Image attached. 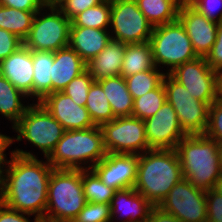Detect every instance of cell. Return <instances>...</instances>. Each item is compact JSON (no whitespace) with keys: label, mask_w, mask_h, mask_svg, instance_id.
<instances>
[{"label":"cell","mask_w":222,"mask_h":222,"mask_svg":"<svg viewBox=\"0 0 222 222\" xmlns=\"http://www.w3.org/2000/svg\"><path fill=\"white\" fill-rule=\"evenodd\" d=\"M32 150L10 151L0 169V201L11 209L28 213L44 220L47 191L54 169L46 158L38 159Z\"/></svg>","instance_id":"1"},{"label":"cell","mask_w":222,"mask_h":222,"mask_svg":"<svg viewBox=\"0 0 222 222\" xmlns=\"http://www.w3.org/2000/svg\"><path fill=\"white\" fill-rule=\"evenodd\" d=\"M181 179L182 168L175 149H150L138 155L134 189L153 206H158Z\"/></svg>","instance_id":"2"},{"label":"cell","mask_w":222,"mask_h":222,"mask_svg":"<svg viewBox=\"0 0 222 222\" xmlns=\"http://www.w3.org/2000/svg\"><path fill=\"white\" fill-rule=\"evenodd\" d=\"M186 178L198 189L209 191L222 176L217 141L204 135H186L175 148Z\"/></svg>","instance_id":"3"},{"label":"cell","mask_w":222,"mask_h":222,"mask_svg":"<svg viewBox=\"0 0 222 222\" xmlns=\"http://www.w3.org/2000/svg\"><path fill=\"white\" fill-rule=\"evenodd\" d=\"M107 152L100 126L65 130L54 150L46 158L54 169H92Z\"/></svg>","instance_id":"4"},{"label":"cell","mask_w":222,"mask_h":222,"mask_svg":"<svg viewBox=\"0 0 222 222\" xmlns=\"http://www.w3.org/2000/svg\"><path fill=\"white\" fill-rule=\"evenodd\" d=\"M85 204L82 169H53L44 219L73 221Z\"/></svg>","instance_id":"5"},{"label":"cell","mask_w":222,"mask_h":222,"mask_svg":"<svg viewBox=\"0 0 222 222\" xmlns=\"http://www.w3.org/2000/svg\"><path fill=\"white\" fill-rule=\"evenodd\" d=\"M12 130L17 134L10 137L11 146L24 140L39 149L44 158L51 154L65 131L40 102H32Z\"/></svg>","instance_id":"6"},{"label":"cell","mask_w":222,"mask_h":222,"mask_svg":"<svg viewBox=\"0 0 222 222\" xmlns=\"http://www.w3.org/2000/svg\"><path fill=\"white\" fill-rule=\"evenodd\" d=\"M149 43L155 66L160 70L165 67L166 69H163L165 74H169L176 67L198 57L185 28L178 19L155 26Z\"/></svg>","instance_id":"7"},{"label":"cell","mask_w":222,"mask_h":222,"mask_svg":"<svg viewBox=\"0 0 222 222\" xmlns=\"http://www.w3.org/2000/svg\"><path fill=\"white\" fill-rule=\"evenodd\" d=\"M71 20L56 7H43L35 13L24 45L30 50L52 51L69 46Z\"/></svg>","instance_id":"8"},{"label":"cell","mask_w":222,"mask_h":222,"mask_svg":"<svg viewBox=\"0 0 222 222\" xmlns=\"http://www.w3.org/2000/svg\"><path fill=\"white\" fill-rule=\"evenodd\" d=\"M166 100L177 113L186 135H204L208 126L209 105L195 99L189 91L170 74L163 77Z\"/></svg>","instance_id":"9"},{"label":"cell","mask_w":222,"mask_h":222,"mask_svg":"<svg viewBox=\"0 0 222 222\" xmlns=\"http://www.w3.org/2000/svg\"><path fill=\"white\" fill-rule=\"evenodd\" d=\"M153 26L135 0H111V38L124 44L149 42Z\"/></svg>","instance_id":"10"},{"label":"cell","mask_w":222,"mask_h":222,"mask_svg":"<svg viewBox=\"0 0 222 222\" xmlns=\"http://www.w3.org/2000/svg\"><path fill=\"white\" fill-rule=\"evenodd\" d=\"M100 128L107 153L140 155L149 150L144 121L137 117H116Z\"/></svg>","instance_id":"11"},{"label":"cell","mask_w":222,"mask_h":222,"mask_svg":"<svg viewBox=\"0 0 222 222\" xmlns=\"http://www.w3.org/2000/svg\"><path fill=\"white\" fill-rule=\"evenodd\" d=\"M158 207L181 222H207L206 191L193 186L186 178L170 189Z\"/></svg>","instance_id":"12"},{"label":"cell","mask_w":222,"mask_h":222,"mask_svg":"<svg viewBox=\"0 0 222 222\" xmlns=\"http://www.w3.org/2000/svg\"><path fill=\"white\" fill-rule=\"evenodd\" d=\"M181 83L195 99L209 106L218 100L219 74L207 63L205 57L185 62L169 73Z\"/></svg>","instance_id":"13"},{"label":"cell","mask_w":222,"mask_h":222,"mask_svg":"<svg viewBox=\"0 0 222 222\" xmlns=\"http://www.w3.org/2000/svg\"><path fill=\"white\" fill-rule=\"evenodd\" d=\"M145 136L150 149H175L186 136L177 113L167 101L152 117L144 120Z\"/></svg>","instance_id":"14"},{"label":"cell","mask_w":222,"mask_h":222,"mask_svg":"<svg viewBox=\"0 0 222 222\" xmlns=\"http://www.w3.org/2000/svg\"><path fill=\"white\" fill-rule=\"evenodd\" d=\"M138 155L107 153L92 167L101 181L116 190L134 188L137 179Z\"/></svg>","instance_id":"15"},{"label":"cell","mask_w":222,"mask_h":222,"mask_svg":"<svg viewBox=\"0 0 222 222\" xmlns=\"http://www.w3.org/2000/svg\"><path fill=\"white\" fill-rule=\"evenodd\" d=\"M190 38L198 57H206L216 40L218 22L208 19L189 3L182 4L177 18Z\"/></svg>","instance_id":"16"},{"label":"cell","mask_w":222,"mask_h":222,"mask_svg":"<svg viewBox=\"0 0 222 222\" xmlns=\"http://www.w3.org/2000/svg\"><path fill=\"white\" fill-rule=\"evenodd\" d=\"M40 103L65 130L89 129L96 126L86 107L76 104L62 91L47 94Z\"/></svg>","instance_id":"17"},{"label":"cell","mask_w":222,"mask_h":222,"mask_svg":"<svg viewBox=\"0 0 222 222\" xmlns=\"http://www.w3.org/2000/svg\"><path fill=\"white\" fill-rule=\"evenodd\" d=\"M33 59L32 51L25 45L0 61V75L33 102Z\"/></svg>","instance_id":"18"},{"label":"cell","mask_w":222,"mask_h":222,"mask_svg":"<svg viewBox=\"0 0 222 222\" xmlns=\"http://www.w3.org/2000/svg\"><path fill=\"white\" fill-rule=\"evenodd\" d=\"M153 207L134 188L116 190L110 202L111 222H146Z\"/></svg>","instance_id":"19"},{"label":"cell","mask_w":222,"mask_h":222,"mask_svg":"<svg viewBox=\"0 0 222 222\" xmlns=\"http://www.w3.org/2000/svg\"><path fill=\"white\" fill-rule=\"evenodd\" d=\"M109 30L91 27H70L69 46L85 63L96 57L111 41Z\"/></svg>","instance_id":"20"},{"label":"cell","mask_w":222,"mask_h":222,"mask_svg":"<svg viewBox=\"0 0 222 222\" xmlns=\"http://www.w3.org/2000/svg\"><path fill=\"white\" fill-rule=\"evenodd\" d=\"M86 70V63L70 46L54 52L51 71L52 93L62 91L75 77Z\"/></svg>","instance_id":"21"},{"label":"cell","mask_w":222,"mask_h":222,"mask_svg":"<svg viewBox=\"0 0 222 222\" xmlns=\"http://www.w3.org/2000/svg\"><path fill=\"white\" fill-rule=\"evenodd\" d=\"M125 49L126 44L111 39L96 57L86 63V70L95 81L119 76Z\"/></svg>","instance_id":"22"},{"label":"cell","mask_w":222,"mask_h":222,"mask_svg":"<svg viewBox=\"0 0 222 222\" xmlns=\"http://www.w3.org/2000/svg\"><path fill=\"white\" fill-rule=\"evenodd\" d=\"M97 82L101 85L115 117L132 116L134 99L123 76L104 78Z\"/></svg>","instance_id":"23"},{"label":"cell","mask_w":222,"mask_h":222,"mask_svg":"<svg viewBox=\"0 0 222 222\" xmlns=\"http://www.w3.org/2000/svg\"><path fill=\"white\" fill-rule=\"evenodd\" d=\"M28 97L14 87L4 76L0 75V115L10 122L12 128L24 115ZM25 100V101H24ZM26 102V103H25Z\"/></svg>","instance_id":"24"},{"label":"cell","mask_w":222,"mask_h":222,"mask_svg":"<svg viewBox=\"0 0 222 222\" xmlns=\"http://www.w3.org/2000/svg\"><path fill=\"white\" fill-rule=\"evenodd\" d=\"M32 51L33 59V102H40L52 93L51 71L54 62L52 51Z\"/></svg>","instance_id":"25"},{"label":"cell","mask_w":222,"mask_h":222,"mask_svg":"<svg viewBox=\"0 0 222 222\" xmlns=\"http://www.w3.org/2000/svg\"><path fill=\"white\" fill-rule=\"evenodd\" d=\"M149 42L126 44L120 75L130 77L142 71L155 69Z\"/></svg>","instance_id":"26"},{"label":"cell","mask_w":222,"mask_h":222,"mask_svg":"<svg viewBox=\"0 0 222 222\" xmlns=\"http://www.w3.org/2000/svg\"><path fill=\"white\" fill-rule=\"evenodd\" d=\"M153 27L177 20L179 5L174 0H135Z\"/></svg>","instance_id":"27"},{"label":"cell","mask_w":222,"mask_h":222,"mask_svg":"<svg viewBox=\"0 0 222 222\" xmlns=\"http://www.w3.org/2000/svg\"><path fill=\"white\" fill-rule=\"evenodd\" d=\"M34 16V12L0 5V29H5L24 41L30 33Z\"/></svg>","instance_id":"28"},{"label":"cell","mask_w":222,"mask_h":222,"mask_svg":"<svg viewBox=\"0 0 222 222\" xmlns=\"http://www.w3.org/2000/svg\"><path fill=\"white\" fill-rule=\"evenodd\" d=\"M85 107L95 125L100 126L116 118L101 85L97 81H94L89 88Z\"/></svg>","instance_id":"29"},{"label":"cell","mask_w":222,"mask_h":222,"mask_svg":"<svg viewBox=\"0 0 222 222\" xmlns=\"http://www.w3.org/2000/svg\"><path fill=\"white\" fill-rule=\"evenodd\" d=\"M111 17V0H105L101 4L88 8L78 14L72 21L70 27H91L109 30Z\"/></svg>","instance_id":"30"},{"label":"cell","mask_w":222,"mask_h":222,"mask_svg":"<svg viewBox=\"0 0 222 222\" xmlns=\"http://www.w3.org/2000/svg\"><path fill=\"white\" fill-rule=\"evenodd\" d=\"M82 186L86 202L110 204L115 192L92 169L82 170Z\"/></svg>","instance_id":"31"},{"label":"cell","mask_w":222,"mask_h":222,"mask_svg":"<svg viewBox=\"0 0 222 222\" xmlns=\"http://www.w3.org/2000/svg\"><path fill=\"white\" fill-rule=\"evenodd\" d=\"M166 101V91L162 82L157 88L134 99L132 116L144 121L155 115Z\"/></svg>","instance_id":"32"},{"label":"cell","mask_w":222,"mask_h":222,"mask_svg":"<svg viewBox=\"0 0 222 222\" xmlns=\"http://www.w3.org/2000/svg\"><path fill=\"white\" fill-rule=\"evenodd\" d=\"M165 73L157 67L152 70L142 71L125 78L128 91L133 99L141 97L147 92L157 88L163 81Z\"/></svg>","instance_id":"33"},{"label":"cell","mask_w":222,"mask_h":222,"mask_svg":"<svg viewBox=\"0 0 222 222\" xmlns=\"http://www.w3.org/2000/svg\"><path fill=\"white\" fill-rule=\"evenodd\" d=\"M94 81V78L85 70L75 77L62 92L70 96L76 104L86 106L88 91Z\"/></svg>","instance_id":"34"},{"label":"cell","mask_w":222,"mask_h":222,"mask_svg":"<svg viewBox=\"0 0 222 222\" xmlns=\"http://www.w3.org/2000/svg\"><path fill=\"white\" fill-rule=\"evenodd\" d=\"M74 222H111L110 204L86 202Z\"/></svg>","instance_id":"35"},{"label":"cell","mask_w":222,"mask_h":222,"mask_svg":"<svg viewBox=\"0 0 222 222\" xmlns=\"http://www.w3.org/2000/svg\"><path fill=\"white\" fill-rule=\"evenodd\" d=\"M205 135L217 142H222V102L219 100L209 106L208 126Z\"/></svg>","instance_id":"36"},{"label":"cell","mask_w":222,"mask_h":222,"mask_svg":"<svg viewBox=\"0 0 222 222\" xmlns=\"http://www.w3.org/2000/svg\"><path fill=\"white\" fill-rule=\"evenodd\" d=\"M188 3L208 19L222 22V0H188Z\"/></svg>","instance_id":"37"},{"label":"cell","mask_w":222,"mask_h":222,"mask_svg":"<svg viewBox=\"0 0 222 222\" xmlns=\"http://www.w3.org/2000/svg\"><path fill=\"white\" fill-rule=\"evenodd\" d=\"M105 0H64L57 7L69 20H73L78 14L88 8L95 7Z\"/></svg>","instance_id":"38"},{"label":"cell","mask_w":222,"mask_h":222,"mask_svg":"<svg viewBox=\"0 0 222 222\" xmlns=\"http://www.w3.org/2000/svg\"><path fill=\"white\" fill-rule=\"evenodd\" d=\"M205 59L214 71L222 75V22L218 23L215 43Z\"/></svg>","instance_id":"39"},{"label":"cell","mask_w":222,"mask_h":222,"mask_svg":"<svg viewBox=\"0 0 222 222\" xmlns=\"http://www.w3.org/2000/svg\"><path fill=\"white\" fill-rule=\"evenodd\" d=\"M24 45V41L5 29H0V61Z\"/></svg>","instance_id":"40"},{"label":"cell","mask_w":222,"mask_h":222,"mask_svg":"<svg viewBox=\"0 0 222 222\" xmlns=\"http://www.w3.org/2000/svg\"><path fill=\"white\" fill-rule=\"evenodd\" d=\"M207 222H222V196L213 189L206 191Z\"/></svg>","instance_id":"41"},{"label":"cell","mask_w":222,"mask_h":222,"mask_svg":"<svg viewBox=\"0 0 222 222\" xmlns=\"http://www.w3.org/2000/svg\"><path fill=\"white\" fill-rule=\"evenodd\" d=\"M32 216L33 219H31ZM0 222H41V221L34 215L23 213L15 209H11L0 201Z\"/></svg>","instance_id":"42"},{"label":"cell","mask_w":222,"mask_h":222,"mask_svg":"<svg viewBox=\"0 0 222 222\" xmlns=\"http://www.w3.org/2000/svg\"><path fill=\"white\" fill-rule=\"evenodd\" d=\"M0 5L34 13L44 7L42 0H0Z\"/></svg>","instance_id":"43"},{"label":"cell","mask_w":222,"mask_h":222,"mask_svg":"<svg viewBox=\"0 0 222 222\" xmlns=\"http://www.w3.org/2000/svg\"><path fill=\"white\" fill-rule=\"evenodd\" d=\"M146 222H181V221L172 214L164 212L158 206H154L150 211V214Z\"/></svg>","instance_id":"44"},{"label":"cell","mask_w":222,"mask_h":222,"mask_svg":"<svg viewBox=\"0 0 222 222\" xmlns=\"http://www.w3.org/2000/svg\"><path fill=\"white\" fill-rule=\"evenodd\" d=\"M11 146L10 136L6 133L2 134L0 132V169L7 160L6 150Z\"/></svg>","instance_id":"45"},{"label":"cell","mask_w":222,"mask_h":222,"mask_svg":"<svg viewBox=\"0 0 222 222\" xmlns=\"http://www.w3.org/2000/svg\"><path fill=\"white\" fill-rule=\"evenodd\" d=\"M64 0H42L44 7H58Z\"/></svg>","instance_id":"46"},{"label":"cell","mask_w":222,"mask_h":222,"mask_svg":"<svg viewBox=\"0 0 222 222\" xmlns=\"http://www.w3.org/2000/svg\"><path fill=\"white\" fill-rule=\"evenodd\" d=\"M213 190L216 193H218L220 196H222V176L215 183V186H214Z\"/></svg>","instance_id":"47"},{"label":"cell","mask_w":222,"mask_h":222,"mask_svg":"<svg viewBox=\"0 0 222 222\" xmlns=\"http://www.w3.org/2000/svg\"><path fill=\"white\" fill-rule=\"evenodd\" d=\"M217 145H218L220 169H221V172H222V142H217Z\"/></svg>","instance_id":"48"},{"label":"cell","mask_w":222,"mask_h":222,"mask_svg":"<svg viewBox=\"0 0 222 222\" xmlns=\"http://www.w3.org/2000/svg\"><path fill=\"white\" fill-rule=\"evenodd\" d=\"M218 100L222 102V75L219 76Z\"/></svg>","instance_id":"49"},{"label":"cell","mask_w":222,"mask_h":222,"mask_svg":"<svg viewBox=\"0 0 222 222\" xmlns=\"http://www.w3.org/2000/svg\"><path fill=\"white\" fill-rule=\"evenodd\" d=\"M41 222H74V221L44 219L41 220Z\"/></svg>","instance_id":"50"},{"label":"cell","mask_w":222,"mask_h":222,"mask_svg":"<svg viewBox=\"0 0 222 222\" xmlns=\"http://www.w3.org/2000/svg\"><path fill=\"white\" fill-rule=\"evenodd\" d=\"M179 6L182 4L188 3V0H174Z\"/></svg>","instance_id":"51"}]
</instances>
